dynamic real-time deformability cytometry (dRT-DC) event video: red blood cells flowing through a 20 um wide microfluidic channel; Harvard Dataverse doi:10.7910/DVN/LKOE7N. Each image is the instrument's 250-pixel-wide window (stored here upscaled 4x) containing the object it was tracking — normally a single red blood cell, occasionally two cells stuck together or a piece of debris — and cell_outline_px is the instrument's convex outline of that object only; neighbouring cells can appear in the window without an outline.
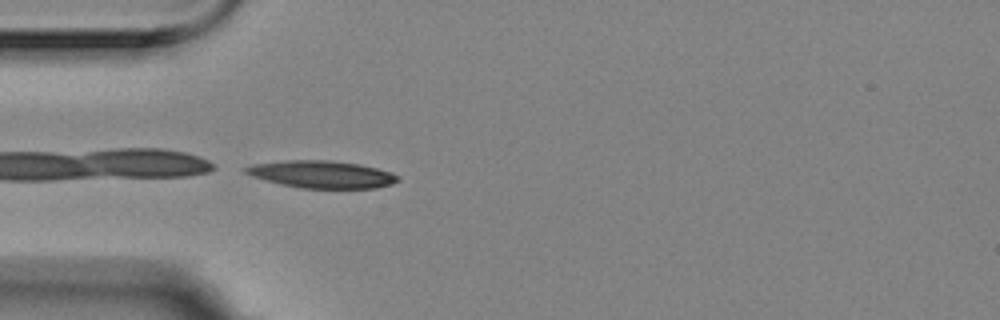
{"species": "Egyptian fruit bat (a non-hibernating species)", "species_latin": "Rousettus aegyptiacus", "temperature_condition": "room temperature", "stored_images_in_passage": 4, "camera_frame_rate_fps": 3000, "um_per_image_px": 0.085, "animal": {"sex": "female"}, "frame": {"image": 1, "passage_image": 4, "time_ms": 1.0, "image_size_px": [1000, 320], "cell_outline_px": [[400, 180], [392, 184], [376, 188], [300, 188], [280, 184], [252, 176], [244, 172], [244, 168], [252, 164], [288, 160], [328, 160], [360, 164], [392, 172], [400, 176]], "centroid_in_image_um": [27.38, 14.82], "position_along_channel_um": 57.6, "area_um2": 24.28}}